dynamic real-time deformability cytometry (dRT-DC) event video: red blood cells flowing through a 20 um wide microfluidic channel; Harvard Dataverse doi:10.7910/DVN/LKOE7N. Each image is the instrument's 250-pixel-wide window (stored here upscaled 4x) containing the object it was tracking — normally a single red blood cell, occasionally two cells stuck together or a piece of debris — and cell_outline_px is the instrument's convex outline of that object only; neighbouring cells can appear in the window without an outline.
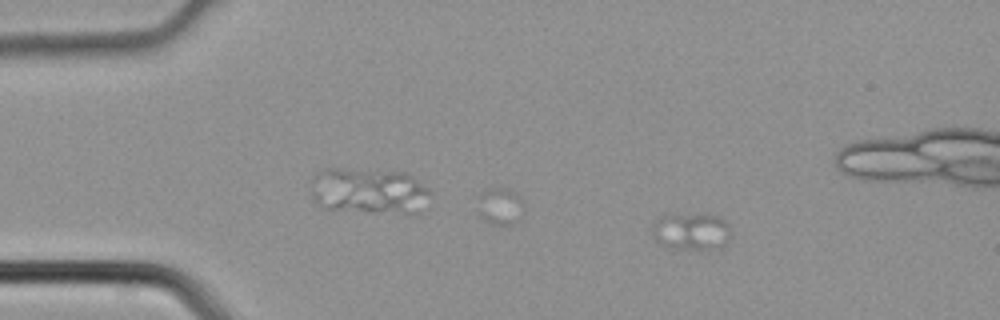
{"species": "common noctule bat (a hibernating species)", "species_latin": "Nyctalus noctula", "temperature_condition": "cold", "stored_images_in_passage": 2, "camera_frame_rate_fps": 3000, "um_per_image_px": 0.085, "animal": {"sex": "male", "body_mass_g": 21.5, "forearm_length_mm": 52.0}, "frame": {"image": 1, "passage_image": 2, "time_ms": 0.333, "image_size_px": [1000, 320], "cell_outline_px": [[732, 232], [728, 240], [720, 248], [668, 248], [648, 228], [664, 216], [716, 216], [724, 220], [728, 224]], "centroid_in_image_um": [58.81, 19.7], "position_along_channel_um": 26.2, "area_um2": 16.07}}